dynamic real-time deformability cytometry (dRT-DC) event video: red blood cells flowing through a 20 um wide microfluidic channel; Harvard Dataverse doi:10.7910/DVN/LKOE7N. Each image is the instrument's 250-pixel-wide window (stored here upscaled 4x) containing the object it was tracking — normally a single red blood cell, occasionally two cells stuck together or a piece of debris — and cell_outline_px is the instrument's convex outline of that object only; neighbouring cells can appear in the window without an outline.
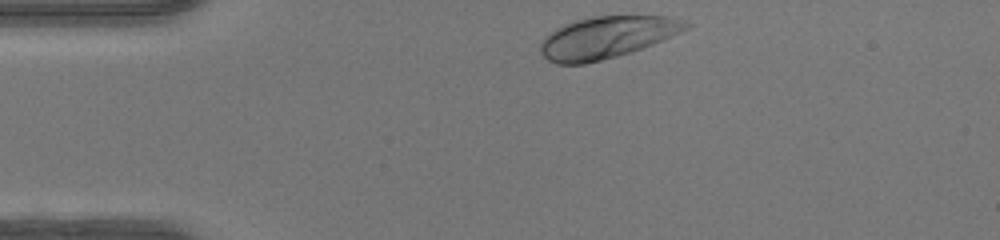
{"species": "human", "species_latin": "Homo sapiens", "temperature_condition": "warm", "stored_images_in_passage": 31, "camera_frame_rate_fps": 3000, "um_per_image_px": 0.085, "donor": {"sex": "female"}, "frame": {"image": 1, "passage_image": 1, "time_ms": 0.0, "image_size_px": [1000, 240], "cell_outline_px": [[692, 24], [688, 28], [680, 32], [652, 44], [632, 52], [584, 64], [556, 64], [548, 60], [540, 52], [540, 44], [544, 36], [556, 28], [564, 24], [576, 20], [592, 16], [668, 16], [688, 20]], "centroid_in_image_um": [51.58, 3.16], "position_along_channel_um": 33.4, "area_um2": 35.55}}
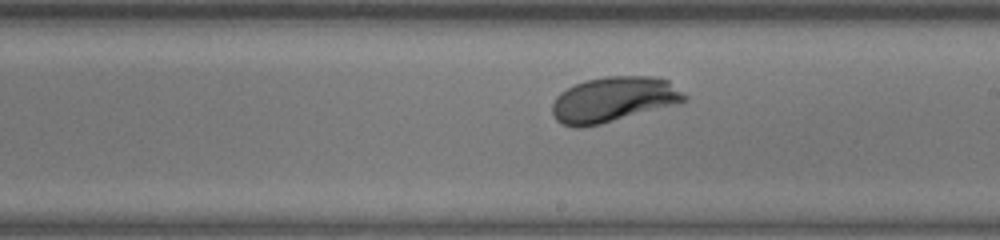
{"frame": {"image": 2, "passage_image": 19, "time_ms": 6.0, "image_size_px": [1000, 240], "cell_outline_px": [[688, 100], [680, 104], [600, 124], [580, 128], [576, 128], [564, 124], [556, 120], [552, 112], [552, 104], [556, 96], [560, 92], [584, 80], [604, 76], [652, 76], [668, 80], [688, 96]], "centroid_in_image_um": [52.18, 8.45], "position_along_channel_um": 236.8, "area_um2": 35.14}}
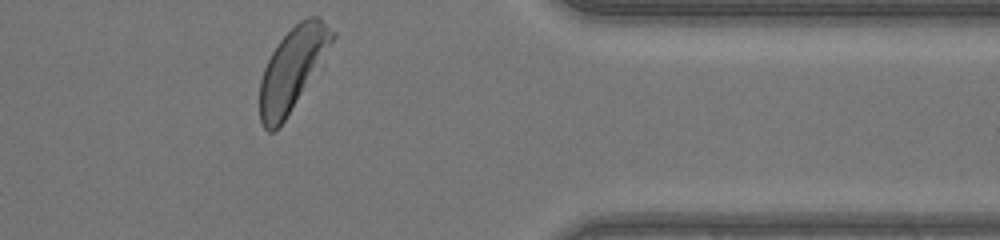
{"frame": {"image": 3, "passage_image": 31, "time_ms": 10.0, "image_size_px": [1000, 240], "cell_outline_px": [[336, 36], [284, 120], [272, 132], [268, 132], [264, 128], [260, 120], [260, 80], [264, 68], [276, 44], [300, 20], [308, 16], [320, 16], [336, 32]], "centroid_in_image_um": [24.84, 5.8], "position_along_channel_um": 386.6, "area_um2": 33.64}, "authors_computed_cell_mechanics": {"area_um2": 35.0268, "velocity_mm_per_s": 4.1937, "shape_relaxation_time_tau1_ms": 1.6081, "shape_relaxation_time_tau2_ms": null, "deformation_change_tau1": 0.1397, "deformation_change_tau2": null}}